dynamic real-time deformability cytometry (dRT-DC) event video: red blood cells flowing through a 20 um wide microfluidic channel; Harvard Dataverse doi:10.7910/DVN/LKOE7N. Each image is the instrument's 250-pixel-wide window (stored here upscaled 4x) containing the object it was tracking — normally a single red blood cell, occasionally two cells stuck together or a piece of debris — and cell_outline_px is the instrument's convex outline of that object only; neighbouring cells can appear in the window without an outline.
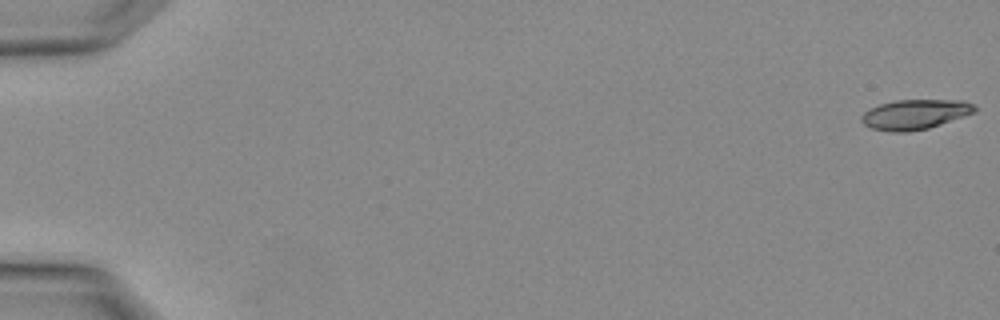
{"species": "Egyptian fruit bat (a non-hibernating species)", "species_latin": "Rousettus aegyptiacus", "temperature_condition": "warm", "stored_images_in_passage": 5, "camera_frame_rate_fps": 3000, "um_per_image_px": 0.085, "animal": {"sex": "female"}, "frame": {"image": 1, "passage_image": 5, "time_ms": 1.333, "image_size_px": [1000, 320], "cell_outline_px": [[976, 112], [928, 128], [908, 132], [892, 132], [872, 128], [864, 124], [860, 120], [860, 116], [868, 108], [880, 104], [896, 100], [964, 100], [972, 104], [976, 108]], "centroid_in_image_um": [77.74, 9.72], "position_along_channel_um": 7.3, "area_um2": 19.71}}